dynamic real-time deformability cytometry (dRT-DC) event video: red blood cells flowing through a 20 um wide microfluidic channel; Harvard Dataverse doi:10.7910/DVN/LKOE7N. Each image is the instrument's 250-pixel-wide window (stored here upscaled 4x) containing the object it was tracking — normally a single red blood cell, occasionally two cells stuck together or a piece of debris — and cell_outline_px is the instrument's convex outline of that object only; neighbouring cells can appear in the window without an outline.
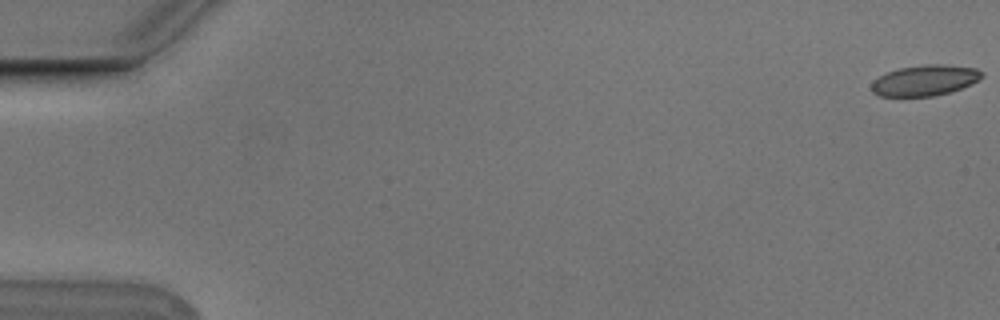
{"species": "Egyptian fruit bat (a non-hibernating species)", "species_latin": "Rousettus aegyptiacus", "temperature_condition": "cold", "stored_images_in_passage": 6, "camera_frame_rate_fps": 3000, "um_per_image_px": 0.085, "animal": {"sex": "male"}, "frame": {"image": 1, "passage_image": 1, "time_ms": 0.0, "image_size_px": [1000, 320], "cell_outline_px": [[984, 76], [972, 84], [948, 92], [932, 96], [880, 96], [872, 92], [872, 80], [888, 72], [900, 68], [924, 64], [944, 64], [976, 68], [984, 72]], "centroid_in_image_um": [78.63, 6.82], "position_along_channel_um": 6.4, "area_um2": 19.71}}
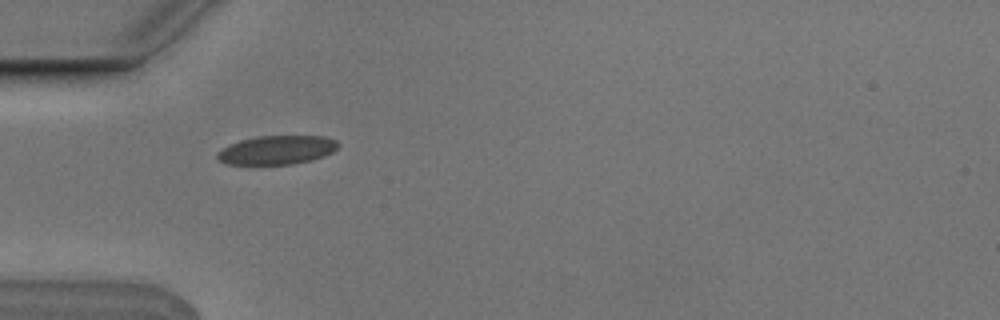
{"frame": {"image": 2, "passage_image": 5, "time_ms": 1.333, "image_size_px": [1000, 320], "cell_outline_px": [[340, 144], [332, 152], [324, 156], [312, 160], [292, 164], [228, 164], [220, 160], [216, 156], [216, 152], [228, 144], [240, 140], [256, 136], [324, 136], [336, 140]], "centroid_in_image_um": [23.52, 12.74], "position_along_channel_um": 61.5, "area_um2": 20.35}}